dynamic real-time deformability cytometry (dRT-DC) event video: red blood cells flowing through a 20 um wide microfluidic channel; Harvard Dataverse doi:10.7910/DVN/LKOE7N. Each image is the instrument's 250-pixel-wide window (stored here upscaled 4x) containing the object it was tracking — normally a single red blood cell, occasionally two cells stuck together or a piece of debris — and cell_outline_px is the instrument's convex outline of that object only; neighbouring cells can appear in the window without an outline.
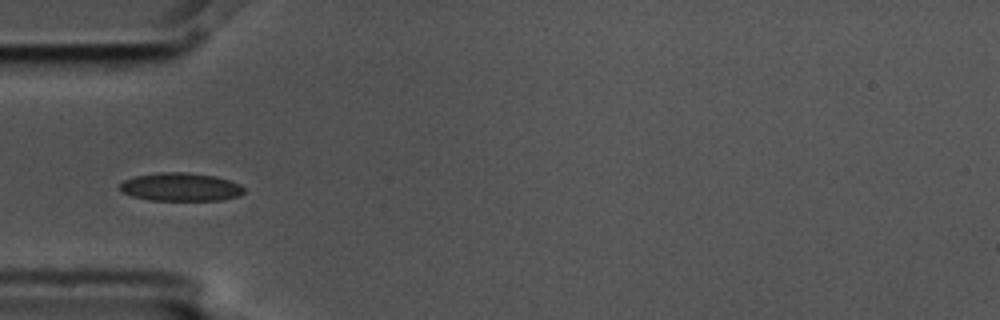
{"species": "common noctule bat (a hibernating species)", "species_latin": "Nyctalus noctula", "temperature_condition": "cold", "stored_images_in_passage": 5, "camera_frame_rate_fps": 3000, "um_per_image_px": 0.085, "animal": {"sex": "male", "body_mass_g": 17.5, "forearm_length_mm": 52.3}, "frame": {"image": 1, "passage_image": 1, "time_ms": 0.0, "image_size_px": [1000, 320], "cell_outline_px": [[244, 192], [240, 196], [220, 200], [148, 200], [132, 196], [120, 192], [120, 184], [124, 180], [136, 176], [160, 172], [188, 172], [216, 176], [240, 184], [244, 188]], "centroid_in_image_um": [15.35, 15.89], "position_along_channel_um": 69.6, "area_um2": 20.52}}